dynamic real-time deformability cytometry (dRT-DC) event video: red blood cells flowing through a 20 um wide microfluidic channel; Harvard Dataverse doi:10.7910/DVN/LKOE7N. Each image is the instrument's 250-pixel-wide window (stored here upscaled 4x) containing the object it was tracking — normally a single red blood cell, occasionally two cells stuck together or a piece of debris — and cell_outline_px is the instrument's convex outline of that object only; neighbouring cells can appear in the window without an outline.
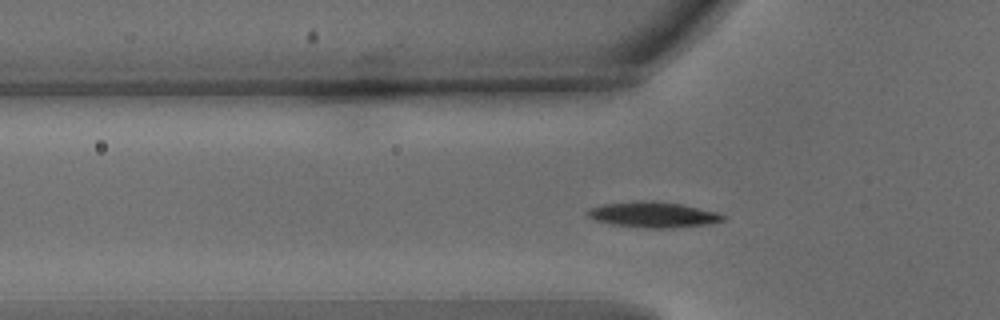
{"species": "common noctule bat (a hibernating species)", "species_latin": "Nyctalus noctula", "temperature_condition": "warm", "stored_images_in_passage": 41, "camera_frame_rate_fps": 3000, "um_per_image_px": 0.085, "animal": {"sex": "male", "body_mass_g": 15.6}, "frame": {"image": 1, "passage_image": 4, "time_ms": 1.0, "image_size_px": [1000, 320], "cell_outline_px": [[724, 220], [704, 224], [672, 228], [644, 228], [612, 224], [592, 220], [584, 212], [588, 208], [604, 204], [636, 200], [652, 200], [680, 204], [716, 212], [724, 216]], "centroid_in_image_um": [55.41, 18.24], "position_along_channel_um": 70.4, "area_um2": 20.23}}
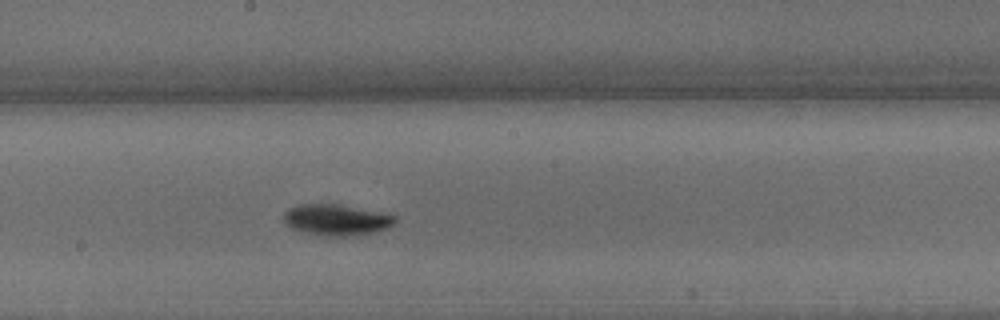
{"frame": {"image": 2, "passage_image": 16, "time_ms": 5.0, "image_size_px": [1000, 320], "cell_outline_px": [[396, 220], [388, 228], [376, 232], [356, 236], [320, 236], [300, 232], [284, 224], [284, 212], [288, 208], [300, 204], [332, 204], [396, 216]], "centroid_in_image_um": [28.52, 18.72], "position_along_channel_um": 219.7, "area_um2": 20.06}}
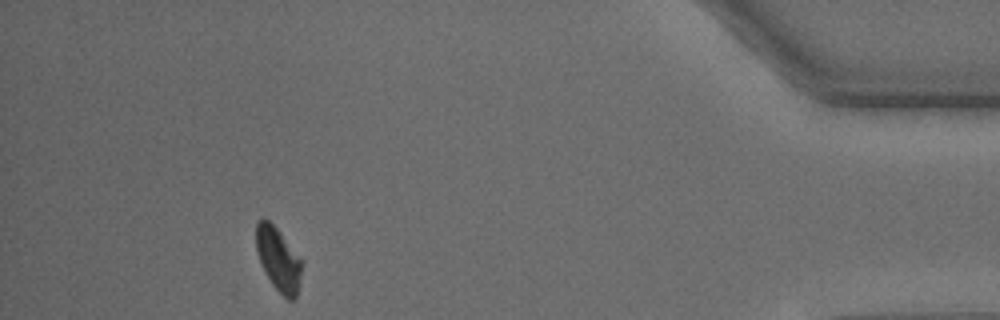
{"frame": {"image": 3, "passage_image": 36, "time_ms": 11.667, "image_size_px": [1000, 320], "cell_outline_px": [[304, 260], [296, 296], [292, 300], [288, 300], [272, 284], [264, 272], [256, 248], [256, 220], [268, 220], [280, 232]], "centroid_in_image_um": [23.68, 22.03], "position_along_channel_um": 411.5, "area_um2": 16.88}, "authors_computed_cell_mechanics": {"area_um2": 18.207, "velocity_mm_per_s": 3.7263, "shape_relaxation_time_tau1_ms": 2.4412, "shape_relaxation_time_tau2_ms": null, "deformation_change_tau1": 0.135, "deformation_change_tau2": null}}